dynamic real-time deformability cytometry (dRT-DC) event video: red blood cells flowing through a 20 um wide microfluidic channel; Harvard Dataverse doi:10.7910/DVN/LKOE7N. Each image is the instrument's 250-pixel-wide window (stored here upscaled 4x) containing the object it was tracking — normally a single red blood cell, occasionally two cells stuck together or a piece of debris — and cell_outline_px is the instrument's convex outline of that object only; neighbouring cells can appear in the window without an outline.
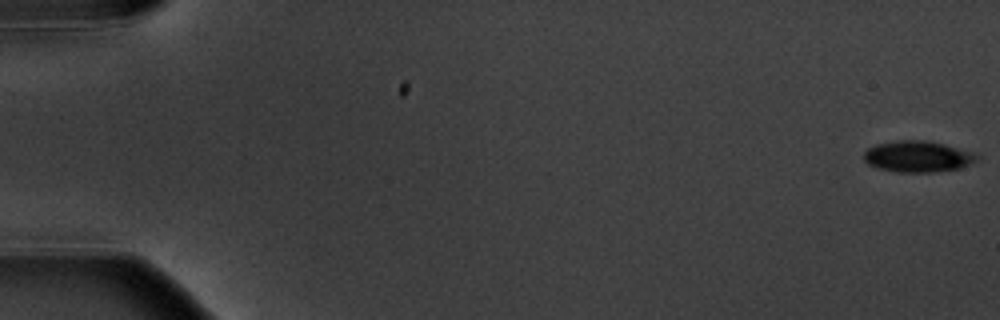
{"species": "common noctule bat (a hibernating species)", "species_latin": "Nyctalus noctula", "temperature_condition": "warm", "stored_images_in_passage": 9, "camera_frame_rate_fps": 3000, "um_per_image_px": 0.085, "animal": {"sex": "male", "body_mass_g": 20.1, "forearm_length_mm": 53.5}, "frame": {"image": 1, "passage_image": 1, "time_ms": 0.0, "image_size_px": [1000, 320], "cell_outline_px": [[980, 156], [972, 164], [960, 168], [936, 172], [896, 172], [880, 168], [868, 164], [864, 160], [864, 152], [868, 148], [876, 144], [896, 140], [928, 140], [976, 152]], "centroid_in_image_um": [78.05, 13.3], "position_along_channel_um": 6.9, "area_um2": 20.81}}
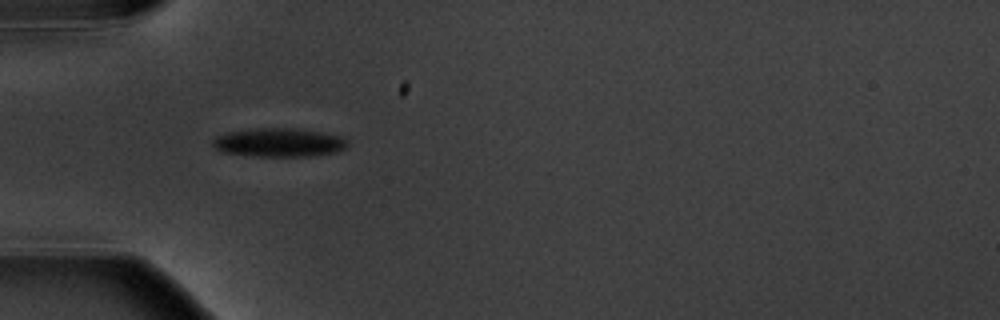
{"frame": {"image": 2, "passage_image": 6, "time_ms": 6.0, "image_size_px": [1000, 320], "cell_outline_px": [[348, 144], [344, 148], [336, 152], [308, 156], [256, 156], [220, 152], [212, 144], [212, 140], [216, 136], [228, 132], [256, 128], [292, 128], [320, 132], [340, 136], [348, 140]], "centroid_in_image_um": [23.68, 12.11], "position_along_channel_um": 61.3, "area_um2": 22.43}}
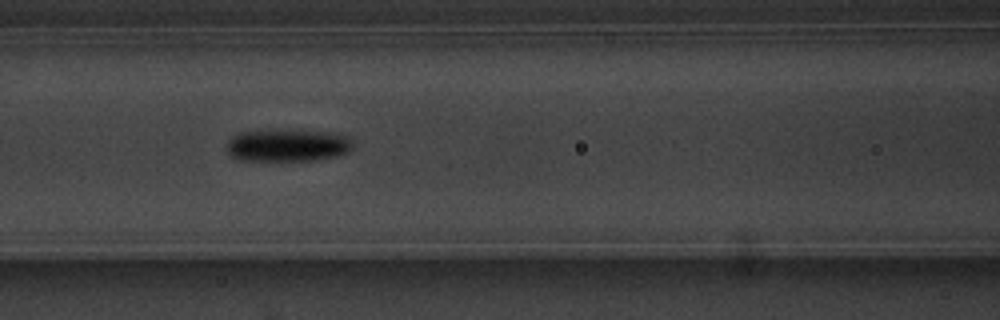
{"frame": {"image": 3, "passage_image": 8, "time_ms": 8.333, "image_size_px": [1000, 320], "cell_outline_px": [[352, 148], [348, 152], [336, 156], [312, 160], [240, 160], [232, 156], [228, 152], [228, 140], [232, 136], [240, 132], [268, 128], [280, 128], [340, 132], [352, 144]], "centroid_in_image_um": [24.43, 12.3], "position_along_channel_um": 142.2, "area_um2": 24.45}}